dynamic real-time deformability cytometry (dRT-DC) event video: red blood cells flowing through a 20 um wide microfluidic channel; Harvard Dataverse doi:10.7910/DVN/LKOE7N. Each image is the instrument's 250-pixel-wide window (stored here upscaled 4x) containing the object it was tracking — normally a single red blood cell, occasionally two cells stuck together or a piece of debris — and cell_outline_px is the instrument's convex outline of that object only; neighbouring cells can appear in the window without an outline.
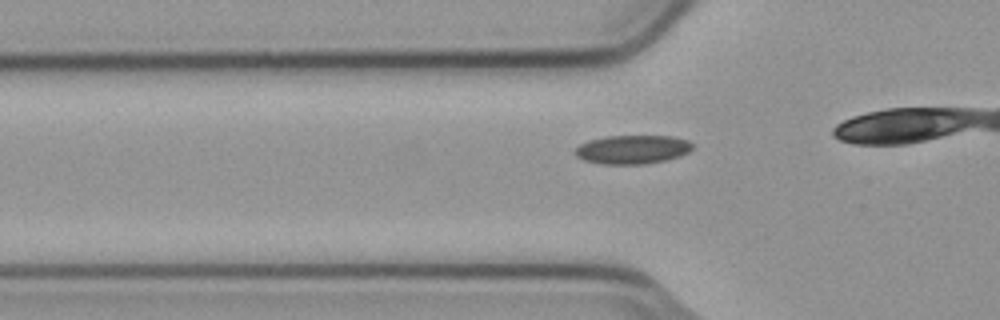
{"species": "common noctule bat (a hibernating species)", "species_latin": "Nyctalus noctula", "temperature_condition": "cold", "stored_images_in_passage": 21, "camera_frame_rate_fps": 3000, "um_per_image_px": 0.085, "animal": {"sex": "male", "body_mass_g": 23.1, "forearm_length_mm": 52.7}, "frame": {"image": 1, "passage_image": 13, "time_ms": 4.0, "image_size_px": [1000, 320], "cell_outline_px": [[692, 148], [688, 152], [680, 156], [664, 160], [644, 164], [600, 164], [584, 160], [576, 156], [572, 152], [580, 144], [588, 140], [604, 136], [672, 136], [688, 140], [692, 144]], "centroid_in_image_um": [53.71, 12.7], "position_along_channel_um": 72.1, "area_um2": 19.77}}
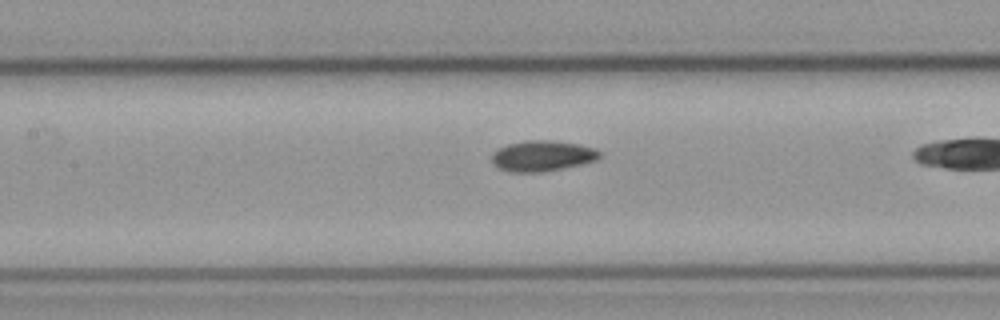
{"frame": {"image": 2, "passage_image": 20, "time_ms": 6.333, "image_size_px": [1000, 320], "cell_outline_px": [[600, 156], [596, 160], [580, 164], [540, 172], [512, 172], [500, 168], [492, 164], [492, 152], [496, 148], [508, 144], [524, 140], [548, 140], [580, 144], [596, 148], [600, 152]], "centroid_in_image_um": [46.06, 13.23], "position_along_channel_um": 161.3, "area_um2": 19.25}}